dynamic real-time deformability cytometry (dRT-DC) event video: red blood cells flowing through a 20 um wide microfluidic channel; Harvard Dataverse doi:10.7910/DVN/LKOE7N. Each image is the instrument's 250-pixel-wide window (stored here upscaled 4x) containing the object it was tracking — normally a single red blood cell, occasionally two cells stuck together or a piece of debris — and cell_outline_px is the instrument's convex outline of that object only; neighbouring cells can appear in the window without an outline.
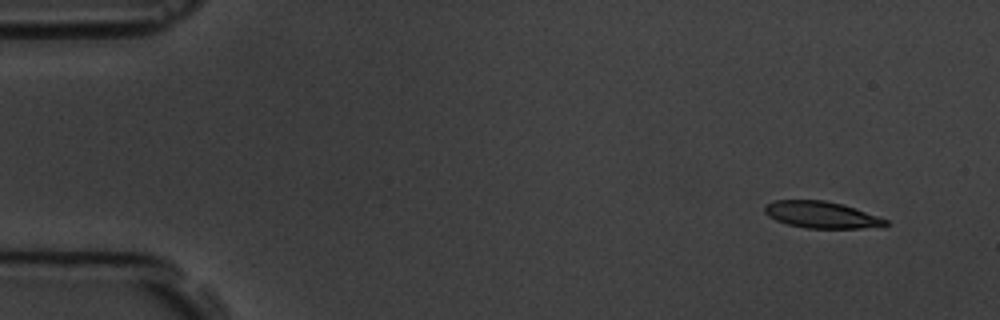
{"species": "common noctule bat (a hibernating species)", "species_latin": "Nyctalus noctula", "temperature_condition": "room temperature", "stored_images_in_passage": 7, "camera_frame_rate_fps": 3000, "um_per_image_px": 0.085, "animal": {"sex": "male", "body_mass_g": 19.5, "forearm_length_mm": 54.6}, "frame": {"image": 1, "passage_image": 1, "time_ms": 0.0, "image_size_px": [1000, 320], "cell_outline_px": [[892, 224], [884, 228], [808, 228], [788, 224], [776, 220], [768, 216], [764, 212], [764, 204], [776, 200], [824, 200], [844, 204], [888, 220]], "centroid_in_image_um": [69.89, 18.26], "position_along_channel_um": 15.1, "area_um2": 19.07}}
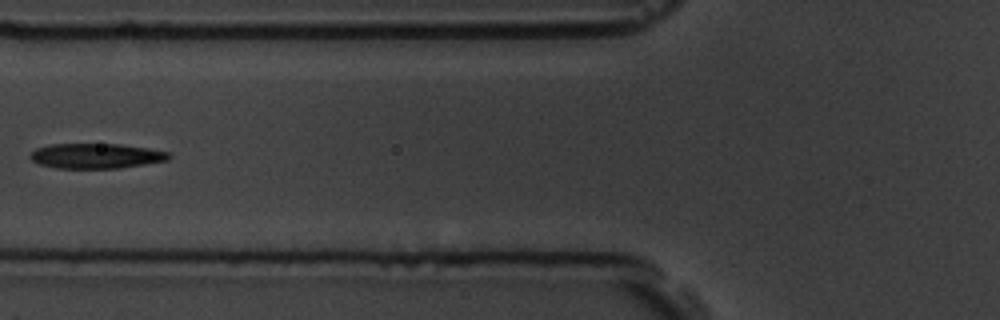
{"frame": {"image": 2, "passage_image": 6, "time_ms": 6.0, "image_size_px": [1000, 320], "cell_outline_px": [[172, 156], [168, 160], [120, 168], [56, 168], [40, 164], [32, 160], [28, 156], [36, 148], [48, 144], [120, 144], [148, 148], [168, 152]], "centroid_in_image_um": [8.15, 13.25], "position_along_channel_um": 117.6, "area_um2": 20.23}}
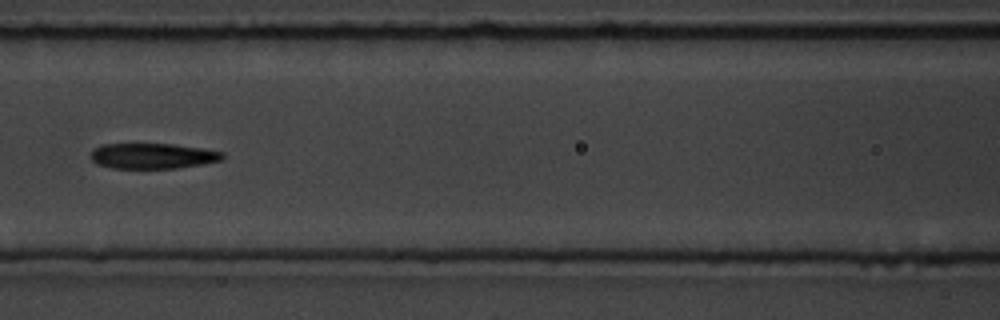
{"frame": {"image": 3, "passage_image": 7, "time_ms": 7.0, "image_size_px": [1000, 320], "cell_outline_px": [[224, 160], [176, 168], [112, 168], [96, 164], [92, 160], [92, 148], [100, 144], [172, 144], [204, 148], [224, 152]], "centroid_in_image_um": [12.98, 13.25], "position_along_channel_um": 153.6, "area_um2": 19.65}}